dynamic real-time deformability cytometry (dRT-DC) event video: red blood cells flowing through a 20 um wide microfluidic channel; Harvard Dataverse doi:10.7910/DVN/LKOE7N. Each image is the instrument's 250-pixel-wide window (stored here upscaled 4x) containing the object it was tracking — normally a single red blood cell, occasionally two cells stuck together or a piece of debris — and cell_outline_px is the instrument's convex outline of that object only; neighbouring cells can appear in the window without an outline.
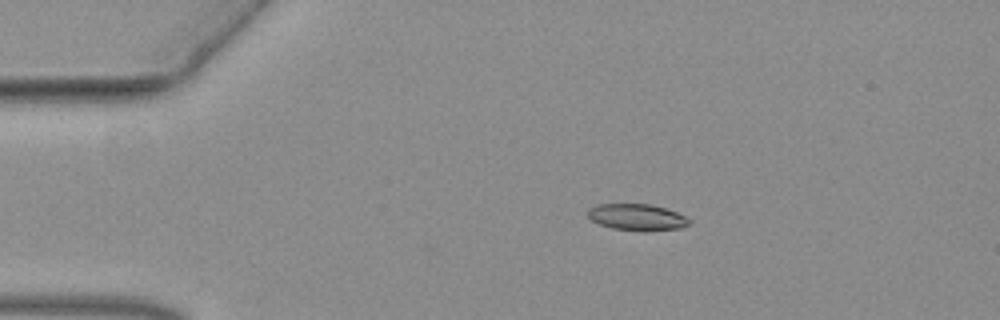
{"species": "common noctule bat (a hibernating species)", "species_latin": "Nyctalus noctula", "temperature_condition": "warm", "stored_images_in_passage": 49, "camera_frame_rate_fps": 3000, "um_per_image_px": 0.085, "animal": {"sex": "female", "body_mass_g": 19.3, "forearm_length_mm": 54.1}, "frame": {"image": 1, "passage_image": 5, "time_ms": 1.333, "image_size_px": [1000, 320], "cell_outline_px": [[692, 224], [684, 228], [644, 232], [612, 228], [600, 224], [592, 220], [588, 216], [588, 208], [596, 204], [652, 204], [676, 212], [692, 220]], "centroid_in_image_um": [54.19, 18.47], "position_along_channel_um": 30.8, "area_um2": 15.95}}
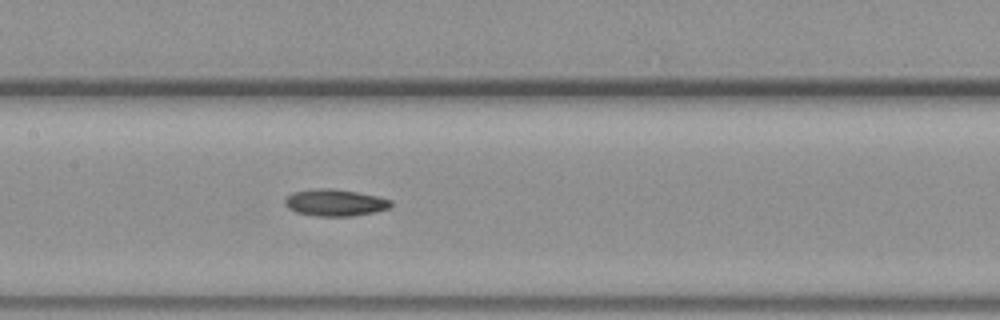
{"frame": {"image": 2, "passage_image": 21, "time_ms": 6.667, "image_size_px": [1000, 320], "cell_outline_px": [[392, 204], [388, 208], [376, 212], [352, 216], [316, 216], [296, 212], [288, 208], [284, 204], [284, 200], [292, 192], [320, 188], [328, 188], [356, 192], [376, 196], [392, 200]], "centroid_in_image_um": [28.46, 17.23], "position_along_channel_um": 178.9, "area_um2": 16.47}}
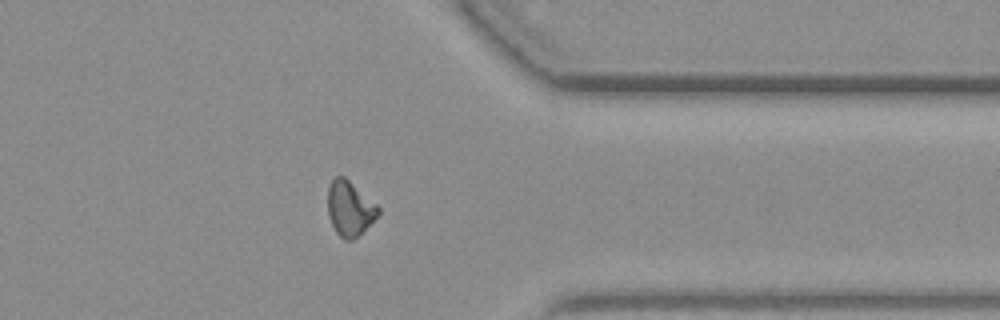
{"frame": {"image": 3, "passage_image": 38, "time_ms": 12.333, "image_size_px": [1000, 320], "cell_outline_px": [[380, 212], [352, 240], [344, 240], [336, 232], [328, 216], [328, 188], [332, 180], [336, 176], [344, 176], [376, 204], [380, 208]], "centroid_in_image_um": [29.69, 17.7], "position_along_channel_um": 381.7, "area_um2": 15.66}}